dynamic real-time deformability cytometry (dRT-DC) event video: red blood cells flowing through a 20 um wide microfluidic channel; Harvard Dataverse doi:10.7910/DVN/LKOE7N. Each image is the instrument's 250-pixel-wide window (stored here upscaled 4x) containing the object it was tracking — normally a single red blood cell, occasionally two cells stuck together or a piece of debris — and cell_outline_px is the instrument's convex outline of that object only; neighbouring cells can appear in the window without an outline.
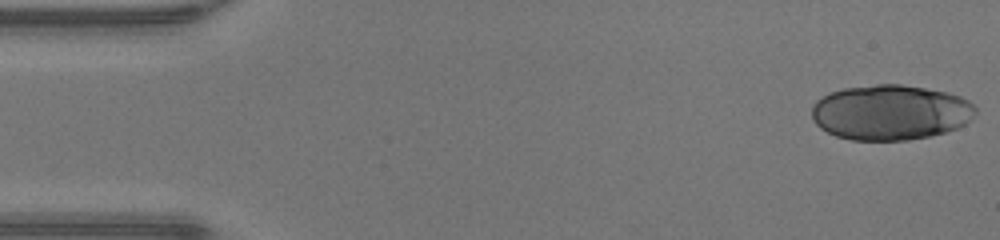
{"species": "human", "species_latin": "Homo sapiens", "temperature_condition": "warm", "stored_images_in_passage": 47, "segment_of_instrument_passage": [1, 2], "camera_frame_rate_fps": 3000, "um_per_image_px": 0.085, "donor": {"sex": "male"}, "frame": {"image": 1, "passage_image": 1, "time_ms": 0.0, "image_size_px": [1000, 240], "cell_outline_px": [[976, 112], [964, 124], [956, 128], [944, 132], [928, 136], [908, 140], [852, 140], [836, 136], [820, 128], [812, 120], [812, 108], [816, 100], [832, 92], [844, 88], [876, 84], [900, 84], [924, 88], [944, 92], [960, 96], [968, 100], [976, 108]], "centroid_in_image_um": [75.66, 9.55], "position_along_channel_um": 9.3, "area_um2": 52.42}}
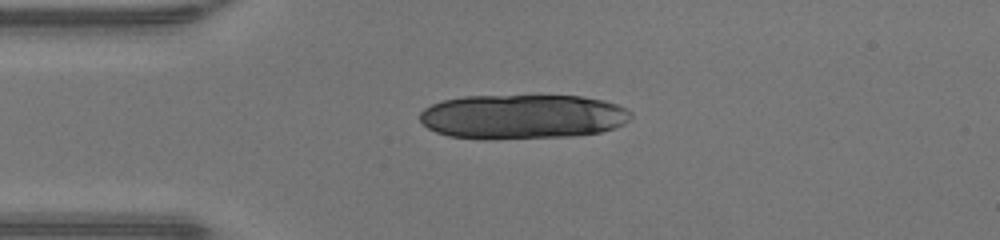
{"frame": {"image": 2, "passage_image": 11, "time_ms": 3.333, "image_size_px": [1000, 240], "cell_outline_px": [[632, 116], [624, 124], [616, 128], [600, 132], [572, 136], [484, 140], [448, 136], [436, 132], [428, 128], [420, 120], [420, 112], [424, 108], [432, 104], [444, 100], [464, 96], [580, 96], [604, 100], [616, 104], [632, 112]], "centroid_in_image_um": [44.41, 9.93], "position_along_channel_um": 40.6, "area_um2": 55.2}}